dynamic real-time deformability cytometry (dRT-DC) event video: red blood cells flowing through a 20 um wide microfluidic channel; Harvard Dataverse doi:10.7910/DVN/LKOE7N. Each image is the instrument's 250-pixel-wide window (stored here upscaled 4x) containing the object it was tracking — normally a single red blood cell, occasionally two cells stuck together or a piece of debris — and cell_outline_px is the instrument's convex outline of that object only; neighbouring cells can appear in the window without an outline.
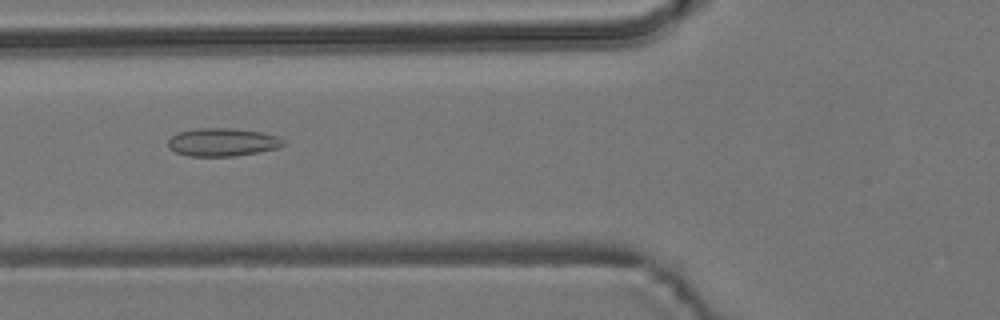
{"species": "common noctule bat (a hibernating species)", "species_latin": "Nyctalus noctula", "temperature_condition": "room temperature", "stored_images_in_passage": 6, "camera_frame_rate_fps": 3000, "um_per_image_px": 0.085, "animal": {"sex": "male", "body_mass_g": 19.2, "forearm_length_mm": 51.8}, "frame": {"image": 1, "passage_image": 6, "time_ms": 5.667, "image_size_px": [1000, 320], "cell_outline_px": [[284, 144], [276, 148], [260, 152], [236, 156], [188, 156], [176, 152], [168, 148], [168, 140], [172, 136], [180, 132], [196, 128], [228, 128], [264, 132], [280, 136], [284, 140]], "centroid_in_image_um": [18.93, 12.08], "position_along_channel_um": 106.9, "area_um2": 18.96}}